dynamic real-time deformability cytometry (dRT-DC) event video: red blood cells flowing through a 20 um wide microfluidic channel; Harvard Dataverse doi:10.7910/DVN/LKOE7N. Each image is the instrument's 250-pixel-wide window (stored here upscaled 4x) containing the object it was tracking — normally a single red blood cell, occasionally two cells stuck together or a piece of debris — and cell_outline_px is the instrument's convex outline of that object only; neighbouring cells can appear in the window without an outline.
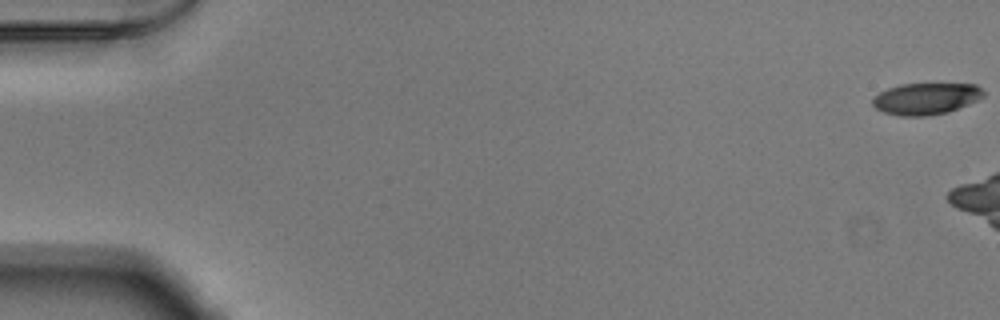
{"species": "Egyptian fruit bat (a non-hibernating species)", "species_latin": "Rousettus aegyptiacus", "temperature_condition": "warm", "stored_images_in_passage": 7, "camera_frame_rate_fps": 3000, "um_per_image_px": 0.085, "animal": {"sex": "male"}, "frame": {"image": 1, "passage_image": 1, "time_ms": 0.0, "image_size_px": [1000, 320], "cell_outline_px": [[984, 96], [968, 104], [948, 112], [928, 116], [900, 116], [884, 112], [876, 108], [872, 104], [872, 100], [880, 92], [888, 88], [900, 84], [976, 84], [984, 92]], "centroid_in_image_um": [78.7, 8.39], "position_along_channel_um": 6.3, "area_um2": 20.29}}